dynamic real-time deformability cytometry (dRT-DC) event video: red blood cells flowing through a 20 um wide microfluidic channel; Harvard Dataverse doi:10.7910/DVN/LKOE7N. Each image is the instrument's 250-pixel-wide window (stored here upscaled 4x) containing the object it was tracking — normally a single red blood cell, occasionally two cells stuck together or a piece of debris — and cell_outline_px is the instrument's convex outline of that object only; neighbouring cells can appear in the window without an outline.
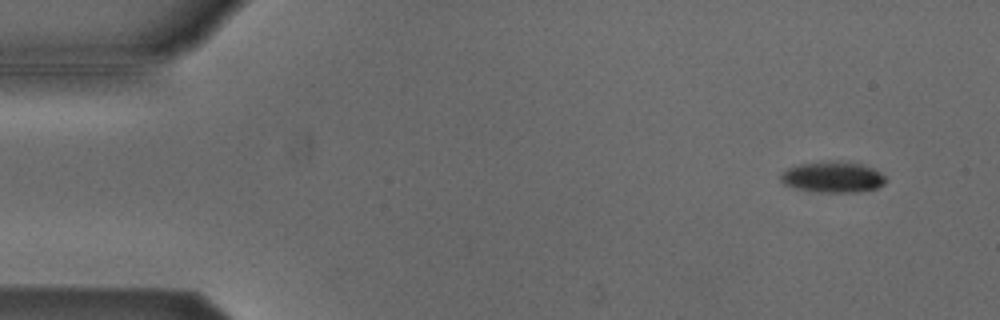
{"species": "Egyptian fruit bat (a non-hibernating species)", "species_latin": "Rousettus aegyptiacus", "temperature_condition": "cold", "stored_images_in_passage": 48, "camera_frame_rate_fps": 3000, "um_per_image_px": 0.085, "animal": {"sex": "male"}, "frame": {"image": 1, "passage_image": 1, "time_ms": 0.0, "image_size_px": [1000, 320], "cell_outline_px": [[888, 180], [884, 184], [876, 188], [856, 192], [820, 192], [800, 188], [784, 184], [780, 180], [780, 176], [788, 168], [800, 164], [828, 160], [840, 160], [864, 164], [880, 172]], "centroid_in_image_um": [70.83, 15.02], "position_along_channel_um": 14.2, "area_um2": 18.96}}
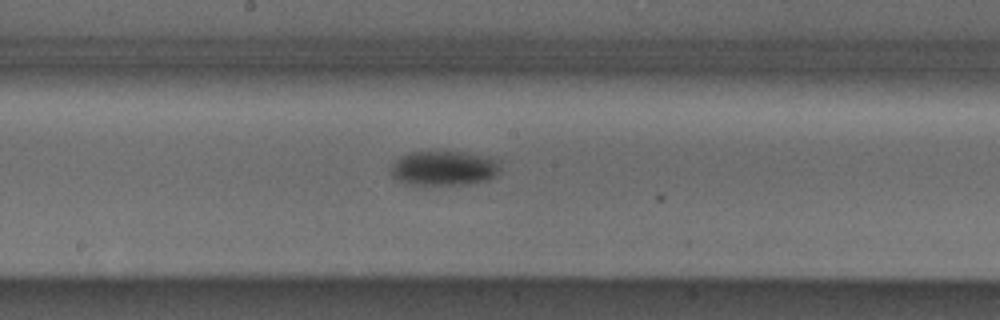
{"frame": {"image": 2, "passage_image": 25, "time_ms": 8.0, "image_size_px": [1000, 320], "cell_outline_px": [[500, 168], [488, 180], [472, 184], [404, 184], [396, 180], [392, 176], [392, 164], [400, 156], [408, 152], [464, 152], [488, 156], [500, 160]], "centroid_in_image_um": [37.74, 14.29], "position_along_channel_um": 210.5, "area_um2": 22.14}}
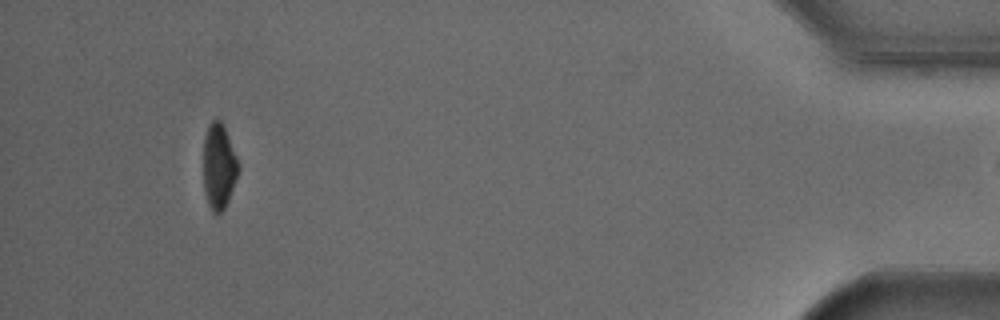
{"frame": {"image": 3, "passage_image": 47, "time_ms": 15.333, "image_size_px": [1000, 320], "cell_outline_px": [[240, 168], [228, 200], [224, 208], [220, 212], [212, 212], [208, 204], [204, 192], [204, 136], [208, 124], [216, 116], [220, 120], [224, 128], [240, 164]], "centroid_in_image_um": [18.6, 14.11], "position_along_channel_um": 416.6, "area_um2": 17.34}}